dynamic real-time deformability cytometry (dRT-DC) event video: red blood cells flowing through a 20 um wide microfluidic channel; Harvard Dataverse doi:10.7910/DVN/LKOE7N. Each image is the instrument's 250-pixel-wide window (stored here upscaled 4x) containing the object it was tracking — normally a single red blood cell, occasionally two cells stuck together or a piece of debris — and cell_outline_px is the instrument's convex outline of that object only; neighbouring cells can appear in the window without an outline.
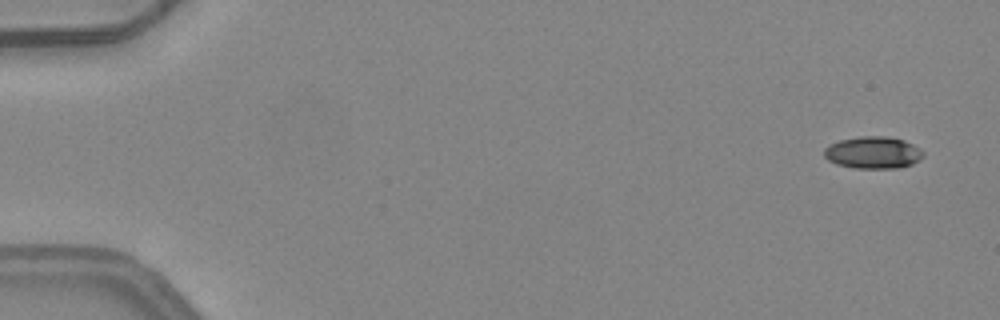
{"species": "common noctule bat (a hibernating species)", "species_latin": "Nyctalus noctula", "temperature_condition": "warm", "stored_images_in_passage": 5, "camera_frame_rate_fps": 3000, "um_per_image_px": 0.085, "animal": {"sex": "female", "body_mass_g": 24.6, "forearm_length_mm": 56.2}, "frame": {"image": 1, "passage_image": 1, "time_ms": 0.0, "image_size_px": [1000, 320], "cell_outline_px": [[924, 156], [920, 160], [912, 164], [900, 168], [856, 168], [836, 164], [828, 160], [824, 156], [824, 148], [840, 140], [860, 136], [888, 136], [904, 140], [920, 148], [924, 152]], "centroid_in_image_um": [74.24, 12.97], "position_along_channel_um": 10.8, "area_um2": 18.61}}
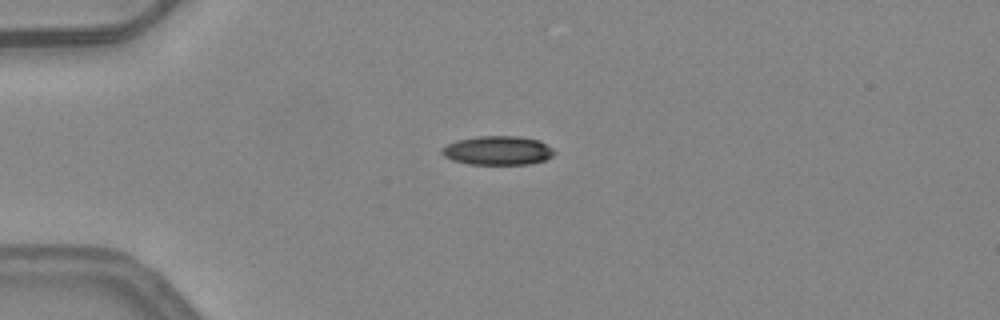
{"frame": {"image": 2, "passage_image": 4, "time_ms": 1.0, "image_size_px": [1000, 320], "cell_outline_px": [[556, 152], [552, 156], [544, 160], [528, 164], [468, 164], [452, 160], [444, 156], [440, 152], [440, 148], [456, 140], [476, 136], [520, 136], [540, 140], [552, 148]], "centroid_in_image_um": [42.29, 12.78], "position_along_channel_um": 42.7, "area_um2": 19.13}}